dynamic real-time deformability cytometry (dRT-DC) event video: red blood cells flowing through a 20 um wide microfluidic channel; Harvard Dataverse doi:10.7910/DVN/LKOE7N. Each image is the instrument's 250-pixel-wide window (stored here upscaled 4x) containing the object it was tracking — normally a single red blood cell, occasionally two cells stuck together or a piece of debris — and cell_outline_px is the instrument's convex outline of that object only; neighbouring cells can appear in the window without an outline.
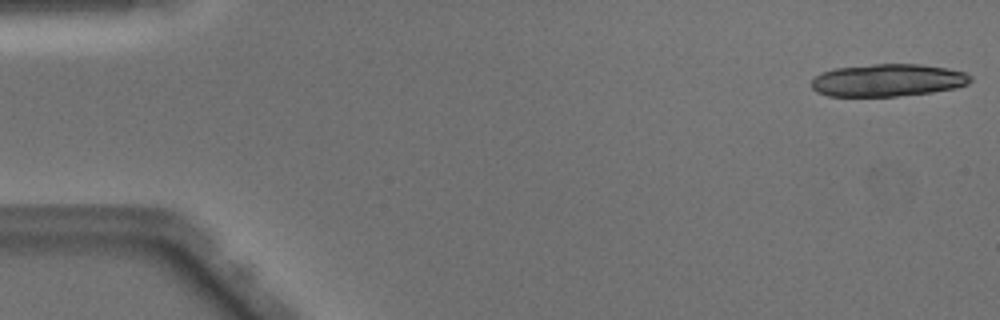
{"species": "Egyptian fruit bat (a non-hibernating species)", "species_latin": "Rousettus aegyptiacus", "temperature_condition": "warm", "stored_images_in_passage": 17, "camera_frame_rate_fps": 3000, "um_per_image_px": 0.085, "animal": {"sex": "male"}, "frame": {"image": 1, "passage_image": 1, "time_ms": 0.0, "image_size_px": [1000, 320], "cell_outline_px": [[972, 80], [968, 84], [956, 88], [932, 92], [896, 96], [828, 96], [816, 92], [812, 88], [812, 80], [820, 72], [832, 68], [872, 64], [920, 64], [948, 68], [964, 72], [972, 76]], "centroid_in_image_um": [75.46, 6.81], "position_along_channel_um": 9.5, "area_um2": 30.35}}